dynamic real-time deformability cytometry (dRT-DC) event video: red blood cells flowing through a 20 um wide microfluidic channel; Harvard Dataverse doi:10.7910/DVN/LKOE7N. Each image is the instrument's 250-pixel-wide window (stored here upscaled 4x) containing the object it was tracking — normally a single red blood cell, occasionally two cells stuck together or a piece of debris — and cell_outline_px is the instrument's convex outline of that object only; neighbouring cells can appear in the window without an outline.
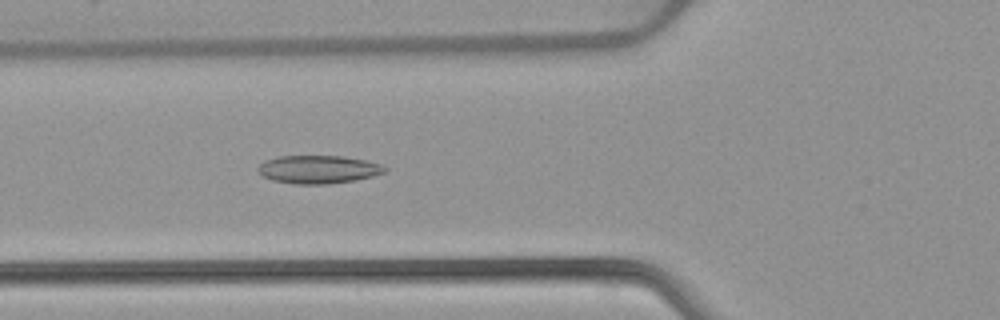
{"species": "common noctule bat (a hibernating species)", "species_latin": "Nyctalus noctula", "temperature_condition": "warm", "stored_images_in_passage": 46, "camera_frame_rate_fps": 3000, "um_per_image_px": 0.085, "animal": {"sex": "female", "body_mass_g": 22.7, "forearm_length_mm": 54.2}, "frame": {"image": 1, "passage_image": 13, "time_ms": 4.0, "image_size_px": [1000, 320], "cell_outline_px": [[388, 168], [384, 172], [372, 176], [356, 180], [328, 184], [296, 184], [272, 180], [264, 176], [256, 168], [264, 160], [280, 156], [344, 156], [364, 160], [380, 164]], "centroid_in_image_um": [27.05, 14.4], "position_along_channel_um": 98.8, "area_um2": 20.69}}
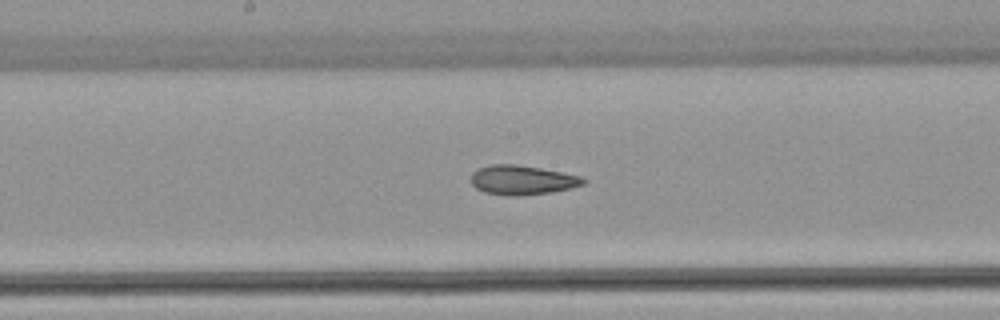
{"frame": {"image": 2, "passage_image": 21, "time_ms": 6.667, "image_size_px": [1000, 320], "cell_outline_px": [[588, 180], [584, 184], [572, 188], [552, 192], [520, 196], [508, 196], [484, 192], [476, 188], [472, 184], [472, 172], [488, 164], [516, 164], [540, 168], [584, 176]], "centroid_in_image_um": [44.43, 15.3], "position_along_channel_um": 203.8, "area_um2": 19.48}}
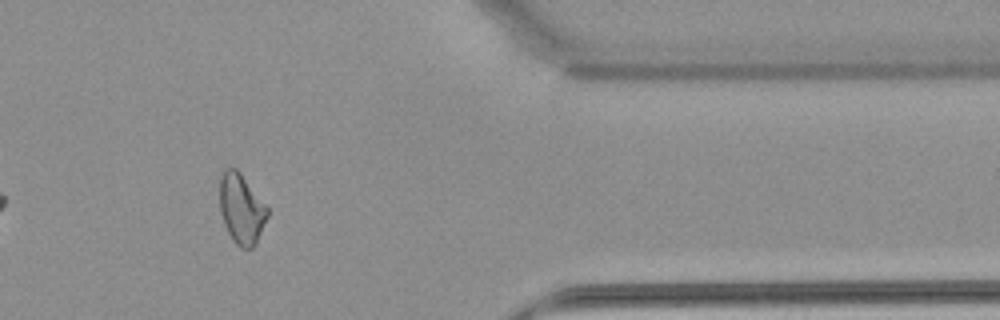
{"frame": {"image": 3, "passage_image": 37, "time_ms": 12.0, "image_size_px": [1000, 320], "cell_outline_px": [[268, 216], [256, 244], [252, 248], [240, 248], [232, 240], [224, 224], [220, 212], [220, 176], [224, 168], [236, 168], [240, 172], [268, 208]], "centroid_in_image_um": [20.51, 17.76], "position_along_channel_um": 390.9, "area_um2": 19.48}, "authors_computed_cell_mechanics": {"area_um2": 19.5942, "velocity_mm_per_s": 3.9263, "shape_relaxation_time_tau1_ms": null, "shape_relaxation_time_tau2_ms": 3.6207, "deformation_change_tau1": null, "deformation_change_tau2": 0.1142}}